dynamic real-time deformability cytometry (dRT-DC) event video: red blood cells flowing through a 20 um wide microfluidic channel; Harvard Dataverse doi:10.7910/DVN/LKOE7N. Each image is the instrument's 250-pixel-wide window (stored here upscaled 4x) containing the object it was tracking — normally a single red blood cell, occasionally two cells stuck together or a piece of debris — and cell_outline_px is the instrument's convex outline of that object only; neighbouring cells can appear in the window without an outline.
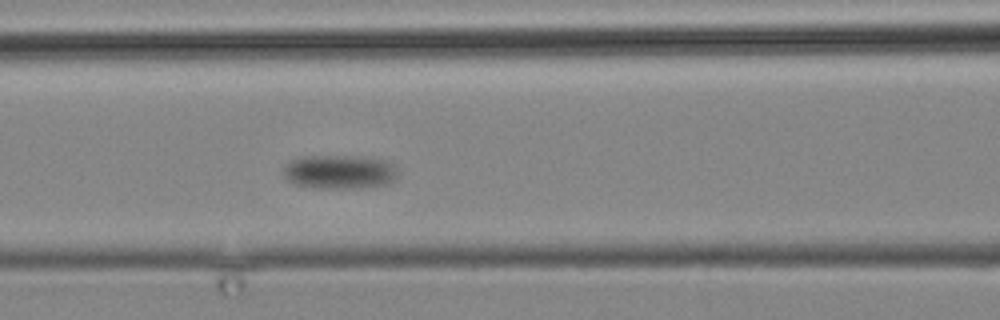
{"species": "common noctule bat (a hibernating species)", "species_latin": "Nyctalus noctula", "temperature_condition": "cold", "stored_images_in_passage": 4, "camera_frame_rate_fps": 3000, "um_per_image_px": 0.085, "animal": {"sex": "male", "body_mass_g": 19.2, "forearm_length_mm": 51.8}, "frame": {"image": 1, "passage_image": 4, "time_ms": 3.333, "image_size_px": [1000, 320], "cell_outline_px": [[396, 180], [388, 184], [352, 188], [312, 188], [296, 184], [288, 180], [284, 176], [284, 164], [292, 160], [304, 156], [360, 156], [388, 160], [392, 164], [396, 172]], "centroid_in_image_um": [28.85, 14.6], "position_along_channel_um": 137.7, "area_um2": 22.72}}